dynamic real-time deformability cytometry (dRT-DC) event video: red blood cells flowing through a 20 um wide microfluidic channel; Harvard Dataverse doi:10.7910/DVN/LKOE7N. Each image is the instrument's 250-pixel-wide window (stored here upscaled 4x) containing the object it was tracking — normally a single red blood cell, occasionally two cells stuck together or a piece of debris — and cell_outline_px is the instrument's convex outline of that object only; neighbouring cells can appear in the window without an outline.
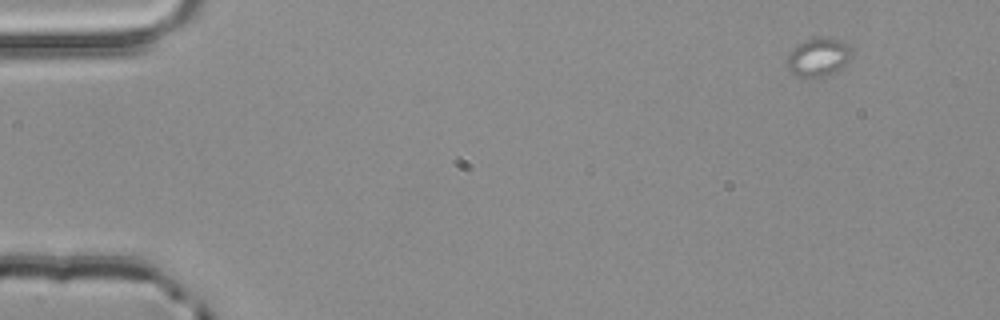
{"species": "common noctule bat (a hibernating species)", "species_latin": "Nyctalus noctula", "temperature_condition": "room temperature", "stored_images_in_passage": 3, "camera_frame_rate_fps": 3000, "um_per_image_px": 0.085, "animal": {"sex": "male", "body_mass_g": 20.4}, "frame": {"image": 1, "passage_image": 1, "time_ms": 0.0, "image_size_px": [1000, 320], "cell_outline_px": [[852, 48], [848, 60], [840, 68], [824, 76], [796, 76], [788, 68], [788, 52], [792, 48], [808, 40], [824, 36], [840, 40], [848, 44]], "centroid_in_image_um": [69.56, 4.83], "position_along_channel_um": 15.4, "area_um2": 14.05}}